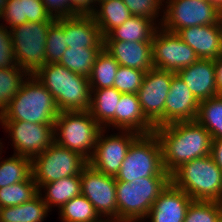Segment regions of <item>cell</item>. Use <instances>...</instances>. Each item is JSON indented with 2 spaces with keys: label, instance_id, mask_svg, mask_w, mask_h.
<instances>
[{
  "label": "cell",
  "instance_id": "1",
  "mask_svg": "<svg viewBox=\"0 0 222 222\" xmlns=\"http://www.w3.org/2000/svg\"><path fill=\"white\" fill-rule=\"evenodd\" d=\"M162 148L164 170L170 175L183 163L211 155L212 137L196 120L154 129Z\"/></svg>",
  "mask_w": 222,
  "mask_h": 222
},
{
  "label": "cell",
  "instance_id": "2",
  "mask_svg": "<svg viewBox=\"0 0 222 222\" xmlns=\"http://www.w3.org/2000/svg\"><path fill=\"white\" fill-rule=\"evenodd\" d=\"M34 76L53 95L60 112L90 109L92 90L87 77L59 63H46Z\"/></svg>",
  "mask_w": 222,
  "mask_h": 222
},
{
  "label": "cell",
  "instance_id": "3",
  "mask_svg": "<svg viewBox=\"0 0 222 222\" xmlns=\"http://www.w3.org/2000/svg\"><path fill=\"white\" fill-rule=\"evenodd\" d=\"M59 112L53 95L34 75H28L0 115V121L54 124Z\"/></svg>",
  "mask_w": 222,
  "mask_h": 222
},
{
  "label": "cell",
  "instance_id": "4",
  "mask_svg": "<svg viewBox=\"0 0 222 222\" xmlns=\"http://www.w3.org/2000/svg\"><path fill=\"white\" fill-rule=\"evenodd\" d=\"M171 182L194 201L222 203V170L211 155L183 163L171 174Z\"/></svg>",
  "mask_w": 222,
  "mask_h": 222
},
{
  "label": "cell",
  "instance_id": "5",
  "mask_svg": "<svg viewBox=\"0 0 222 222\" xmlns=\"http://www.w3.org/2000/svg\"><path fill=\"white\" fill-rule=\"evenodd\" d=\"M171 182V176L116 182L117 218L127 222L146 219L154 201Z\"/></svg>",
  "mask_w": 222,
  "mask_h": 222
},
{
  "label": "cell",
  "instance_id": "6",
  "mask_svg": "<svg viewBox=\"0 0 222 222\" xmlns=\"http://www.w3.org/2000/svg\"><path fill=\"white\" fill-rule=\"evenodd\" d=\"M101 129L89 110L59 112L54 123V142L89 160Z\"/></svg>",
  "mask_w": 222,
  "mask_h": 222
},
{
  "label": "cell",
  "instance_id": "7",
  "mask_svg": "<svg viewBox=\"0 0 222 222\" xmlns=\"http://www.w3.org/2000/svg\"><path fill=\"white\" fill-rule=\"evenodd\" d=\"M171 176L164 170L162 148L155 134H140L131 144L116 175V182H132L138 178Z\"/></svg>",
  "mask_w": 222,
  "mask_h": 222
},
{
  "label": "cell",
  "instance_id": "8",
  "mask_svg": "<svg viewBox=\"0 0 222 222\" xmlns=\"http://www.w3.org/2000/svg\"><path fill=\"white\" fill-rule=\"evenodd\" d=\"M56 21L26 22L10 29L12 47L18 67L34 75L46 64V38L50 26Z\"/></svg>",
  "mask_w": 222,
  "mask_h": 222
},
{
  "label": "cell",
  "instance_id": "9",
  "mask_svg": "<svg viewBox=\"0 0 222 222\" xmlns=\"http://www.w3.org/2000/svg\"><path fill=\"white\" fill-rule=\"evenodd\" d=\"M89 164L82 154L53 142L32 159V176L38 189L46 183L74 175H81Z\"/></svg>",
  "mask_w": 222,
  "mask_h": 222
},
{
  "label": "cell",
  "instance_id": "10",
  "mask_svg": "<svg viewBox=\"0 0 222 222\" xmlns=\"http://www.w3.org/2000/svg\"><path fill=\"white\" fill-rule=\"evenodd\" d=\"M165 1V0H164ZM168 1V2H167ZM161 18L164 30L177 33L182 28L217 24L222 14L209 1L204 0H167Z\"/></svg>",
  "mask_w": 222,
  "mask_h": 222
},
{
  "label": "cell",
  "instance_id": "11",
  "mask_svg": "<svg viewBox=\"0 0 222 222\" xmlns=\"http://www.w3.org/2000/svg\"><path fill=\"white\" fill-rule=\"evenodd\" d=\"M175 74L153 67L145 73L137 92L143 114L155 128L165 126V101Z\"/></svg>",
  "mask_w": 222,
  "mask_h": 222
},
{
  "label": "cell",
  "instance_id": "12",
  "mask_svg": "<svg viewBox=\"0 0 222 222\" xmlns=\"http://www.w3.org/2000/svg\"><path fill=\"white\" fill-rule=\"evenodd\" d=\"M161 29V30H159ZM153 66L177 73L199 58L195 51L176 33L158 28L152 39Z\"/></svg>",
  "mask_w": 222,
  "mask_h": 222
},
{
  "label": "cell",
  "instance_id": "13",
  "mask_svg": "<svg viewBox=\"0 0 222 222\" xmlns=\"http://www.w3.org/2000/svg\"><path fill=\"white\" fill-rule=\"evenodd\" d=\"M102 128L98 134L95 150L89 164L105 175L116 177L126 158L132 142L140 135L134 131L122 130V134L104 136Z\"/></svg>",
  "mask_w": 222,
  "mask_h": 222
},
{
  "label": "cell",
  "instance_id": "14",
  "mask_svg": "<svg viewBox=\"0 0 222 222\" xmlns=\"http://www.w3.org/2000/svg\"><path fill=\"white\" fill-rule=\"evenodd\" d=\"M9 132L14 145V155L33 159L54 142V124L25 121H0Z\"/></svg>",
  "mask_w": 222,
  "mask_h": 222
},
{
  "label": "cell",
  "instance_id": "15",
  "mask_svg": "<svg viewBox=\"0 0 222 222\" xmlns=\"http://www.w3.org/2000/svg\"><path fill=\"white\" fill-rule=\"evenodd\" d=\"M81 194L101 217L117 218L116 179L88 164L80 175Z\"/></svg>",
  "mask_w": 222,
  "mask_h": 222
},
{
  "label": "cell",
  "instance_id": "16",
  "mask_svg": "<svg viewBox=\"0 0 222 222\" xmlns=\"http://www.w3.org/2000/svg\"><path fill=\"white\" fill-rule=\"evenodd\" d=\"M199 101L177 74L165 101V125L196 120Z\"/></svg>",
  "mask_w": 222,
  "mask_h": 222
},
{
  "label": "cell",
  "instance_id": "17",
  "mask_svg": "<svg viewBox=\"0 0 222 222\" xmlns=\"http://www.w3.org/2000/svg\"><path fill=\"white\" fill-rule=\"evenodd\" d=\"M176 34L199 59L215 60L222 54V20L217 24L182 28Z\"/></svg>",
  "mask_w": 222,
  "mask_h": 222
},
{
  "label": "cell",
  "instance_id": "18",
  "mask_svg": "<svg viewBox=\"0 0 222 222\" xmlns=\"http://www.w3.org/2000/svg\"><path fill=\"white\" fill-rule=\"evenodd\" d=\"M192 201L183 190L170 182L154 201L146 218H150L151 222H184Z\"/></svg>",
  "mask_w": 222,
  "mask_h": 222
},
{
  "label": "cell",
  "instance_id": "19",
  "mask_svg": "<svg viewBox=\"0 0 222 222\" xmlns=\"http://www.w3.org/2000/svg\"><path fill=\"white\" fill-rule=\"evenodd\" d=\"M176 74L199 102L219 95L216 87L215 64L212 59H198Z\"/></svg>",
  "mask_w": 222,
  "mask_h": 222
},
{
  "label": "cell",
  "instance_id": "20",
  "mask_svg": "<svg viewBox=\"0 0 222 222\" xmlns=\"http://www.w3.org/2000/svg\"><path fill=\"white\" fill-rule=\"evenodd\" d=\"M104 49L121 66L144 72L154 67L152 42L104 41Z\"/></svg>",
  "mask_w": 222,
  "mask_h": 222
},
{
  "label": "cell",
  "instance_id": "21",
  "mask_svg": "<svg viewBox=\"0 0 222 222\" xmlns=\"http://www.w3.org/2000/svg\"><path fill=\"white\" fill-rule=\"evenodd\" d=\"M67 47L104 48V37L91 15L64 18Z\"/></svg>",
  "mask_w": 222,
  "mask_h": 222
},
{
  "label": "cell",
  "instance_id": "22",
  "mask_svg": "<svg viewBox=\"0 0 222 222\" xmlns=\"http://www.w3.org/2000/svg\"><path fill=\"white\" fill-rule=\"evenodd\" d=\"M138 134L154 132V125L144 116L137 94L122 93L115 112V128Z\"/></svg>",
  "mask_w": 222,
  "mask_h": 222
},
{
  "label": "cell",
  "instance_id": "23",
  "mask_svg": "<svg viewBox=\"0 0 222 222\" xmlns=\"http://www.w3.org/2000/svg\"><path fill=\"white\" fill-rule=\"evenodd\" d=\"M9 24V30L26 22H47L52 18L42 0H9L0 19Z\"/></svg>",
  "mask_w": 222,
  "mask_h": 222
},
{
  "label": "cell",
  "instance_id": "24",
  "mask_svg": "<svg viewBox=\"0 0 222 222\" xmlns=\"http://www.w3.org/2000/svg\"><path fill=\"white\" fill-rule=\"evenodd\" d=\"M158 28L156 21L133 15L104 36V41L152 42Z\"/></svg>",
  "mask_w": 222,
  "mask_h": 222
},
{
  "label": "cell",
  "instance_id": "25",
  "mask_svg": "<svg viewBox=\"0 0 222 222\" xmlns=\"http://www.w3.org/2000/svg\"><path fill=\"white\" fill-rule=\"evenodd\" d=\"M91 90L92 97L89 112L92 117L104 129L110 128V125L115 127V112H117V105L122 93L115 87Z\"/></svg>",
  "mask_w": 222,
  "mask_h": 222
},
{
  "label": "cell",
  "instance_id": "26",
  "mask_svg": "<svg viewBox=\"0 0 222 222\" xmlns=\"http://www.w3.org/2000/svg\"><path fill=\"white\" fill-rule=\"evenodd\" d=\"M42 189L47 191L42 199L49 210L53 205H56L60 209L69 200L81 194L80 175L69 176L43 184L39 188V192H41Z\"/></svg>",
  "mask_w": 222,
  "mask_h": 222
},
{
  "label": "cell",
  "instance_id": "27",
  "mask_svg": "<svg viewBox=\"0 0 222 222\" xmlns=\"http://www.w3.org/2000/svg\"><path fill=\"white\" fill-rule=\"evenodd\" d=\"M97 5L99 9H95L91 16L100 28L103 37L133 16L123 0H105L98 2Z\"/></svg>",
  "mask_w": 222,
  "mask_h": 222
},
{
  "label": "cell",
  "instance_id": "28",
  "mask_svg": "<svg viewBox=\"0 0 222 222\" xmlns=\"http://www.w3.org/2000/svg\"><path fill=\"white\" fill-rule=\"evenodd\" d=\"M49 208L39 192L32 200L12 207L0 208V222H43Z\"/></svg>",
  "mask_w": 222,
  "mask_h": 222
},
{
  "label": "cell",
  "instance_id": "29",
  "mask_svg": "<svg viewBox=\"0 0 222 222\" xmlns=\"http://www.w3.org/2000/svg\"><path fill=\"white\" fill-rule=\"evenodd\" d=\"M103 48L68 47L57 62L70 71L89 77L94 62Z\"/></svg>",
  "mask_w": 222,
  "mask_h": 222
},
{
  "label": "cell",
  "instance_id": "30",
  "mask_svg": "<svg viewBox=\"0 0 222 222\" xmlns=\"http://www.w3.org/2000/svg\"><path fill=\"white\" fill-rule=\"evenodd\" d=\"M196 121L210 133L212 139L222 138V95L200 101Z\"/></svg>",
  "mask_w": 222,
  "mask_h": 222
},
{
  "label": "cell",
  "instance_id": "31",
  "mask_svg": "<svg viewBox=\"0 0 222 222\" xmlns=\"http://www.w3.org/2000/svg\"><path fill=\"white\" fill-rule=\"evenodd\" d=\"M119 63L104 48L98 54L88 79L91 89L113 87Z\"/></svg>",
  "mask_w": 222,
  "mask_h": 222
},
{
  "label": "cell",
  "instance_id": "32",
  "mask_svg": "<svg viewBox=\"0 0 222 222\" xmlns=\"http://www.w3.org/2000/svg\"><path fill=\"white\" fill-rule=\"evenodd\" d=\"M32 175V159L21 155H13L0 162V188L21 181Z\"/></svg>",
  "mask_w": 222,
  "mask_h": 222
},
{
  "label": "cell",
  "instance_id": "33",
  "mask_svg": "<svg viewBox=\"0 0 222 222\" xmlns=\"http://www.w3.org/2000/svg\"><path fill=\"white\" fill-rule=\"evenodd\" d=\"M38 194L37 183L31 175L25 181L0 188V208L23 204Z\"/></svg>",
  "mask_w": 222,
  "mask_h": 222
},
{
  "label": "cell",
  "instance_id": "34",
  "mask_svg": "<svg viewBox=\"0 0 222 222\" xmlns=\"http://www.w3.org/2000/svg\"><path fill=\"white\" fill-rule=\"evenodd\" d=\"M62 222H97L101 218L94 206L82 194L75 196L60 208Z\"/></svg>",
  "mask_w": 222,
  "mask_h": 222
},
{
  "label": "cell",
  "instance_id": "35",
  "mask_svg": "<svg viewBox=\"0 0 222 222\" xmlns=\"http://www.w3.org/2000/svg\"><path fill=\"white\" fill-rule=\"evenodd\" d=\"M27 76L28 74L18 65L0 69V115L9 106Z\"/></svg>",
  "mask_w": 222,
  "mask_h": 222
},
{
  "label": "cell",
  "instance_id": "36",
  "mask_svg": "<svg viewBox=\"0 0 222 222\" xmlns=\"http://www.w3.org/2000/svg\"><path fill=\"white\" fill-rule=\"evenodd\" d=\"M184 222H222V203L216 201H192Z\"/></svg>",
  "mask_w": 222,
  "mask_h": 222
},
{
  "label": "cell",
  "instance_id": "37",
  "mask_svg": "<svg viewBox=\"0 0 222 222\" xmlns=\"http://www.w3.org/2000/svg\"><path fill=\"white\" fill-rule=\"evenodd\" d=\"M46 63H57L68 48L64 32V18L56 19L46 38Z\"/></svg>",
  "mask_w": 222,
  "mask_h": 222
},
{
  "label": "cell",
  "instance_id": "38",
  "mask_svg": "<svg viewBox=\"0 0 222 222\" xmlns=\"http://www.w3.org/2000/svg\"><path fill=\"white\" fill-rule=\"evenodd\" d=\"M146 72L119 65L113 87L121 93L137 94Z\"/></svg>",
  "mask_w": 222,
  "mask_h": 222
},
{
  "label": "cell",
  "instance_id": "39",
  "mask_svg": "<svg viewBox=\"0 0 222 222\" xmlns=\"http://www.w3.org/2000/svg\"><path fill=\"white\" fill-rule=\"evenodd\" d=\"M126 7L135 16L150 18L153 21L159 17L164 0H123Z\"/></svg>",
  "mask_w": 222,
  "mask_h": 222
},
{
  "label": "cell",
  "instance_id": "40",
  "mask_svg": "<svg viewBox=\"0 0 222 222\" xmlns=\"http://www.w3.org/2000/svg\"><path fill=\"white\" fill-rule=\"evenodd\" d=\"M17 65L12 47L10 30L0 24V69Z\"/></svg>",
  "mask_w": 222,
  "mask_h": 222
},
{
  "label": "cell",
  "instance_id": "41",
  "mask_svg": "<svg viewBox=\"0 0 222 222\" xmlns=\"http://www.w3.org/2000/svg\"><path fill=\"white\" fill-rule=\"evenodd\" d=\"M46 11L54 19L69 18L79 14L72 8L71 0H42Z\"/></svg>",
  "mask_w": 222,
  "mask_h": 222
},
{
  "label": "cell",
  "instance_id": "42",
  "mask_svg": "<svg viewBox=\"0 0 222 222\" xmlns=\"http://www.w3.org/2000/svg\"><path fill=\"white\" fill-rule=\"evenodd\" d=\"M96 0H71L72 8L79 14V15H91L96 7ZM93 4V5H92Z\"/></svg>",
  "mask_w": 222,
  "mask_h": 222
},
{
  "label": "cell",
  "instance_id": "43",
  "mask_svg": "<svg viewBox=\"0 0 222 222\" xmlns=\"http://www.w3.org/2000/svg\"><path fill=\"white\" fill-rule=\"evenodd\" d=\"M211 157L218 167L222 170V138L212 139Z\"/></svg>",
  "mask_w": 222,
  "mask_h": 222
},
{
  "label": "cell",
  "instance_id": "44",
  "mask_svg": "<svg viewBox=\"0 0 222 222\" xmlns=\"http://www.w3.org/2000/svg\"><path fill=\"white\" fill-rule=\"evenodd\" d=\"M216 70V87L218 94L222 95V54L214 60Z\"/></svg>",
  "mask_w": 222,
  "mask_h": 222
},
{
  "label": "cell",
  "instance_id": "45",
  "mask_svg": "<svg viewBox=\"0 0 222 222\" xmlns=\"http://www.w3.org/2000/svg\"><path fill=\"white\" fill-rule=\"evenodd\" d=\"M211 4H213L218 11L222 14V0H208Z\"/></svg>",
  "mask_w": 222,
  "mask_h": 222
},
{
  "label": "cell",
  "instance_id": "46",
  "mask_svg": "<svg viewBox=\"0 0 222 222\" xmlns=\"http://www.w3.org/2000/svg\"><path fill=\"white\" fill-rule=\"evenodd\" d=\"M107 219H108V220H107ZM107 219L104 220V219H102V217H101V219H100L99 221H97V222H127V221L120 220V219H118V218H111V221H110L109 218H107Z\"/></svg>",
  "mask_w": 222,
  "mask_h": 222
},
{
  "label": "cell",
  "instance_id": "47",
  "mask_svg": "<svg viewBox=\"0 0 222 222\" xmlns=\"http://www.w3.org/2000/svg\"><path fill=\"white\" fill-rule=\"evenodd\" d=\"M8 1H9V0H0V16L3 14L4 8H5L6 3H7Z\"/></svg>",
  "mask_w": 222,
  "mask_h": 222
},
{
  "label": "cell",
  "instance_id": "48",
  "mask_svg": "<svg viewBox=\"0 0 222 222\" xmlns=\"http://www.w3.org/2000/svg\"><path fill=\"white\" fill-rule=\"evenodd\" d=\"M1 146H2V143L0 142V151H1V148H3V146H2V147H1ZM0 154H2V153H0ZM0 158H1V157H0Z\"/></svg>",
  "mask_w": 222,
  "mask_h": 222
}]
</instances>
